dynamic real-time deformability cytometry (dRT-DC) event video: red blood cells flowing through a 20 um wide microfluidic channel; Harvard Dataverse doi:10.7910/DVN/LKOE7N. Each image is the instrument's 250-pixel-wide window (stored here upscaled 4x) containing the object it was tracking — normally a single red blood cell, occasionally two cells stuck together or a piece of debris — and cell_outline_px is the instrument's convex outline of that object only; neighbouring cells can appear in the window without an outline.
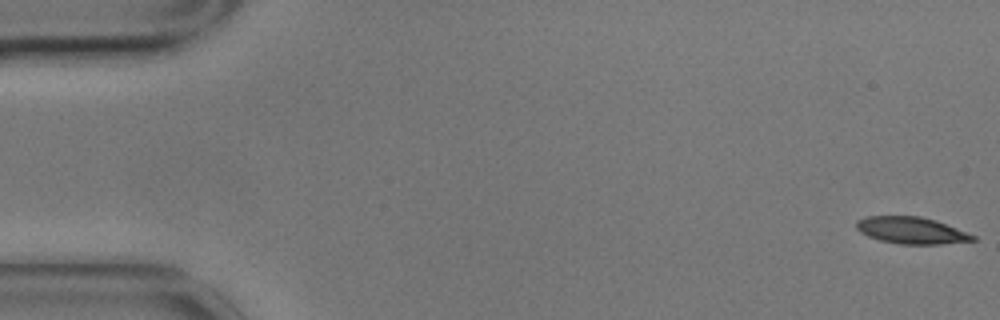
{"species": "common noctule bat (a hibernating species)", "species_latin": "Nyctalus noctula", "temperature_condition": "cold", "stored_images_in_passage": 57, "camera_frame_rate_fps": 3000, "um_per_image_px": 0.085, "animal": {"sex": "male", "body_mass_g": 17.9}, "frame": {"image": 1, "passage_image": 1, "time_ms": 0.0, "image_size_px": [1000, 320], "cell_outline_px": [[976, 240], [940, 244], [900, 244], [880, 240], [868, 236], [860, 232], [856, 228], [856, 220], [868, 216], [920, 216], [936, 220], [976, 236]], "centroid_in_image_um": [77.44, 19.58], "position_along_channel_um": 7.6, "area_um2": 18.09}}
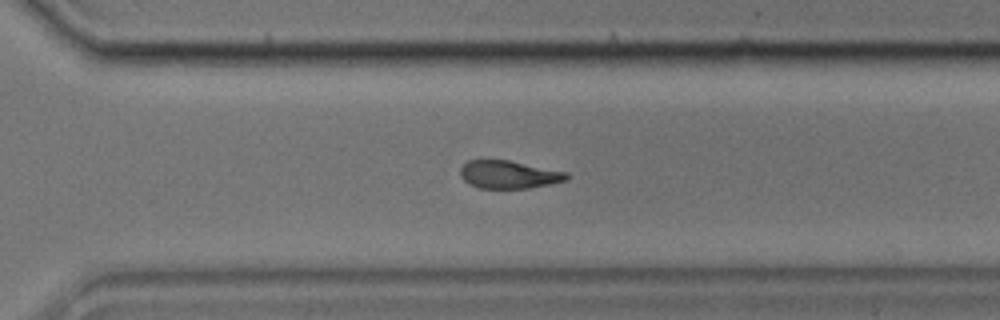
{"frame": {"image": 2, "passage_image": 40, "time_ms": 13.0, "image_size_px": [1000, 320], "cell_outline_px": [[572, 176], [568, 180], [552, 184], [528, 188], [480, 188], [468, 184], [460, 176], [460, 168], [468, 160], [508, 160], [568, 172]], "centroid_in_image_um": [43.29, 14.84], "position_along_channel_um": 327.3, "area_um2": 17.46}}
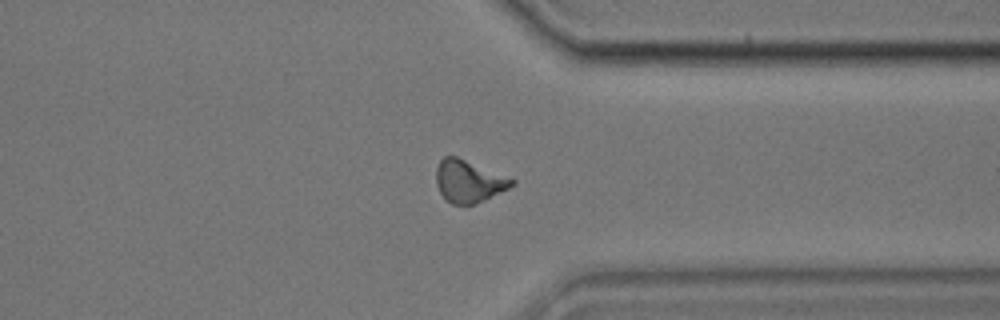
{"frame": {"image": 3, "passage_image": 44, "time_ms": 14.333, "image_size_px": [1000, 320], "cell_outline_px": [[516, 184], [476, 204], [464, 208], [452, 204], [440, 192], [436, 184], [436, 168], [440, 160], [444, 156], [456, 156], [516, 180]], "centroid_in_image_um": [39.82, 15.44], "position_along_channel_um": 371.6, "area_um2": 18.73}, "authors_computed_cell_mechanics": {"area_um2": 18.9006, "velocity_mm_per_s": 3.4801, "shape_relaxation_time_tau1_ms": 2.9441, "shape_relaxation_time_tau2_ms": 3.7229, "deformation_change_tau1": 0.1251, "deformation_change_tau2": 0.0929}}